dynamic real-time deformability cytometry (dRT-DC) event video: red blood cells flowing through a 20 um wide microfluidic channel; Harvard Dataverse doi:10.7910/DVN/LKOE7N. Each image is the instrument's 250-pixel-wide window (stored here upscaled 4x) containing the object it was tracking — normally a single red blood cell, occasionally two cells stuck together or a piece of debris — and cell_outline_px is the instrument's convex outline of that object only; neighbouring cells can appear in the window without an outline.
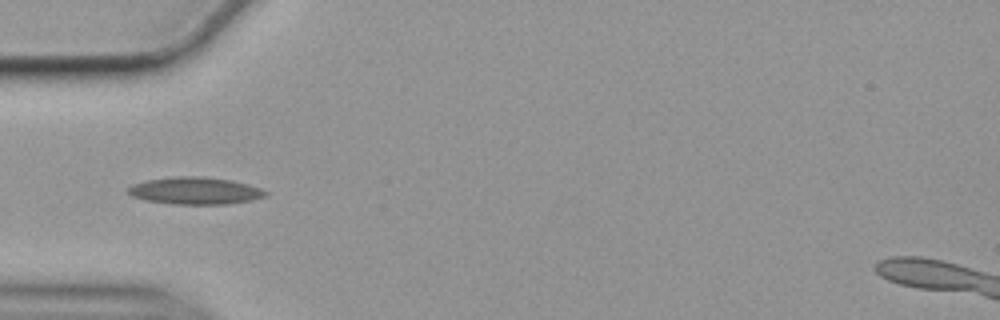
{"species": "common noctule bat (a hibernating species)", "species_latin": "Nyctalus noctula", "temperature_condition": "cold", "stored_images_in_passage": 40, "camera_frame_rate_fps": 3000, "um_per_image_px": 0.085, "animal": {"sex": "female", "body_mass_g": 19.9}, "frame": {"image": 1, "passage_image": 1, "time_ms": 0.0, "image_size_px": [1000, 320], "cell_outline_px": [[268, 192], [264, 196], [248, 200], [228, 204], [176, 204], [144, 200], [132, 196], [128, 192], [128, 188], [132, 184], [144, 180], [172, 176], [204, 176], [232, 180], [248, 184], [260, 188]], "centroid_in_image_um": [16.54, 16.19], "position_along_channel_um": 68.5, "area_um2": 21.79}}
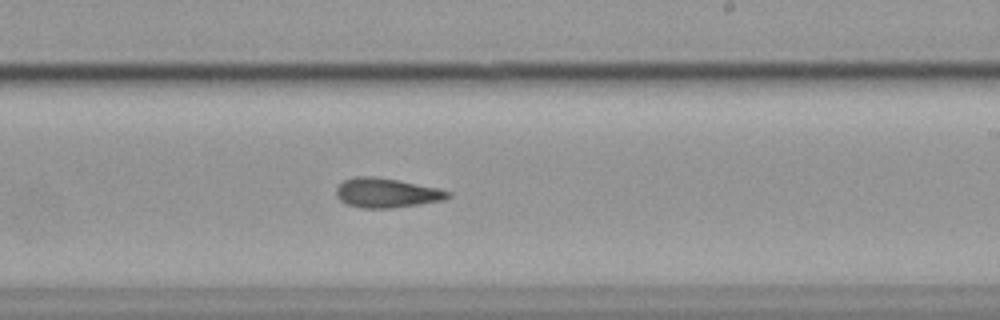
{"frame": {"image": 2, "passage_image": 17, "time_ms": 5.333, "image_size_px": [1000, 320], "cell_outline_px": [[452, 196], [444, 200], [420, 204], [392, 208], [360, 208], [348, 204], [340, 200], [336, 196], [336, 188], [344, 180], [356, 176], [372, 176], [396, 180], [436, 188], [452, 192]], "centroid_in_image_um": [32.85, 16.4], "position_along_channel_um": 256.1, "area_um2": 19.07}}
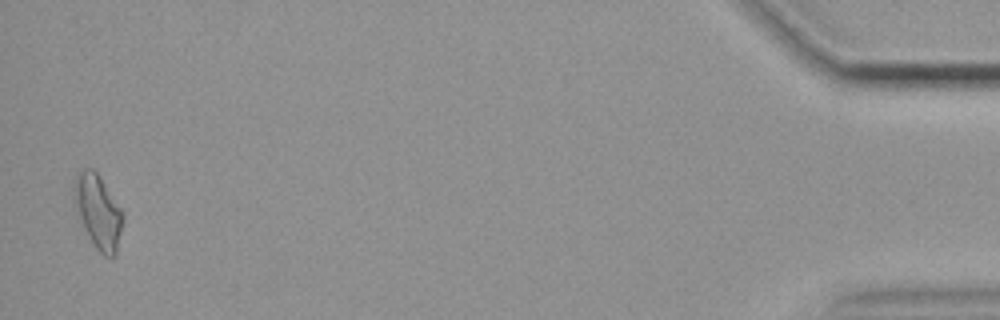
{"frame": {"image": 3, "passage_image": 39, "time_ms": 12.667, "image_size_px": [1000, 320], "cell_outline_px": [[124, 220], [116, 256], [104, 256], [96, 248], [80, 216], [72, 196], [76, 176], [84, 168], [92, 168], [100, 176], [124, 212]], "centroid_in_image_um": [8.39, 17.96], "position_along_channel_um": 426.8, "area_um2": 20.63}, "authors_computed_cell_mechanics": {"area_um2": 18.9584, "velocity_mm_per_s": 3.5298, "shape_relaxation_time_tau1_ms": null, "shape_relaxation_time_tau2_ms": 4.9948, "deformation_change_tau1": null, "deformation_change_tau2": 0.1358}}